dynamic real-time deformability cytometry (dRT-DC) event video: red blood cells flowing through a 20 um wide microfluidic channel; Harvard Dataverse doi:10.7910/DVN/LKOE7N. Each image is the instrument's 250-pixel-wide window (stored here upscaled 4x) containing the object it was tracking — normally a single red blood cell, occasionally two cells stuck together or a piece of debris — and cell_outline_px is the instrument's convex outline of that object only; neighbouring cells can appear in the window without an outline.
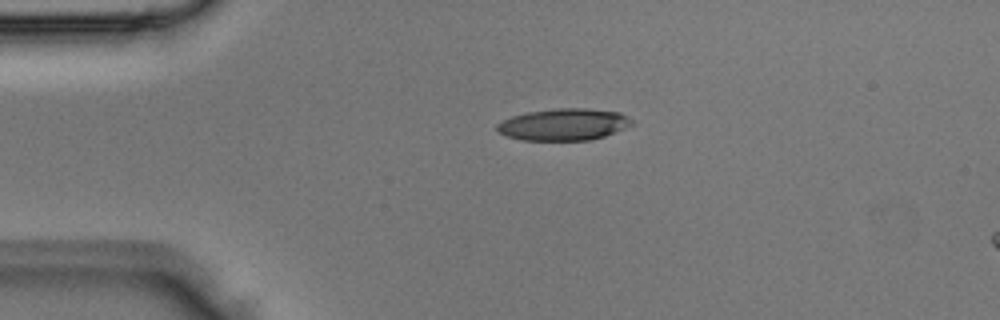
{"species": "Egyptian fruit bat (a non-hibernating species)", "species_latin": "Rousettus aegyptiacus", "temperature_condition": "room temperature", "stored_images_in_passage": 3, "camera_frame_rate_fps": 3000, "um_per_image_px": 0.085, "animal": {"sex": "male"}, "frame": {"image": 1, "passage_image": 3, "time_ms": 0.667, "image_size_px": [1000, 320], "cell_outline_px": [[632, 124], [624, 128], [604, 136], [592, 140], [520, 140], [508, 136], [500, 132], [496, 128], [496, 124], [512, 116], [528, 112], [556, 108], [588, 108], [620, 112], [632, 120]], "centroid_in_image_um": [47.92, 10.57], "position_along_channel_um": 37.1, "area_um2": 24.85}}